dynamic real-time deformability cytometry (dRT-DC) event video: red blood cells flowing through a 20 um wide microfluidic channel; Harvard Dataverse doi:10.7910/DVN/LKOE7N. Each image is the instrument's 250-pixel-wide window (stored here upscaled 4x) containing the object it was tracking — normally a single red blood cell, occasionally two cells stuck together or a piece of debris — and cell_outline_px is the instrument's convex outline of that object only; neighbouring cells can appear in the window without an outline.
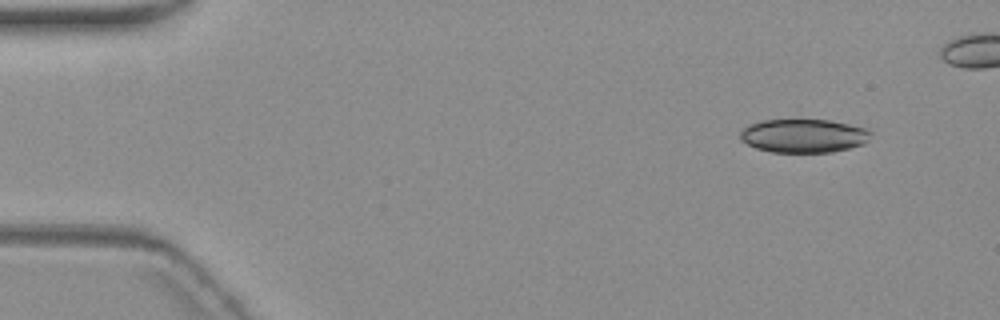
{"species": "common noctule bat (a hibernating species)", "species_latin": "Nyctalus noctula", "temperature_condition": "warm", "stored_images_in_passage": 5, "camera_frame_rate_fps": 3000, "um_per_image_px": 0.085, "animal": {"sex": "female", "body_mass_g": 19.3, "forearm_length_mm": 54.1}, "frame": {"image": 1, "passage_image": 1, "time_ms": 0.0, "image_size_px": [1000, 320], "cell_outline_px": [[872, 132], [868, 140], [864, 144], [832, 152], [772, 152], [756, 148], [740, 140], [740, 132], [748, 124], [760, 120], [828, 120], [868, 128]], "centroid_in_image_um": [68.3, 11.54], "position_along_channel_um": 16.7, "area_um2": 25.61}}